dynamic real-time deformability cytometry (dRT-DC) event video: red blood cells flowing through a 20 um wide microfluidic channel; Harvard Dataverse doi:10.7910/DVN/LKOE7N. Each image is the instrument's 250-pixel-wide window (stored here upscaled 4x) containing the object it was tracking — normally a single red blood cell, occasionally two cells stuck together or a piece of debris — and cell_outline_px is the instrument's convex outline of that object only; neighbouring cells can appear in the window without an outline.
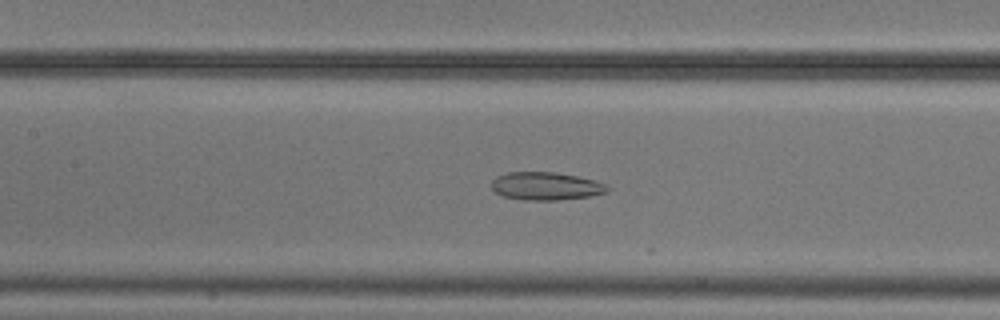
{"species": "common noctule bat (a hibernating species)", "species_latin": "Nyctalus noctula", "temperature_condition": "cold", "stored_images_in_passage": 54, "camera_frame_rate_fps": 3000, "um_per_image_px": 0.085, "animal": {"sex": "male", "body_mass_g": 20.5, "forearm_length_mm": 52.5}, "frame": {"image": 1, "passage_image": 25, "time_ms": 8.0, "image_size_px": [1000, 320], "cell_outline_px": [[608, 192], [588, 196], [556, 200], [524, 200], [504, 196], [496, 192], [492, 188], [492, 180], [496, 176], [508, 172], [552, 172], [576, 176], [596, 180], [608, 184]], "centroid_in_image_um": [46.41, 15.81], "position_along_channel_um": 161.0, "area_um2": 18.79}}
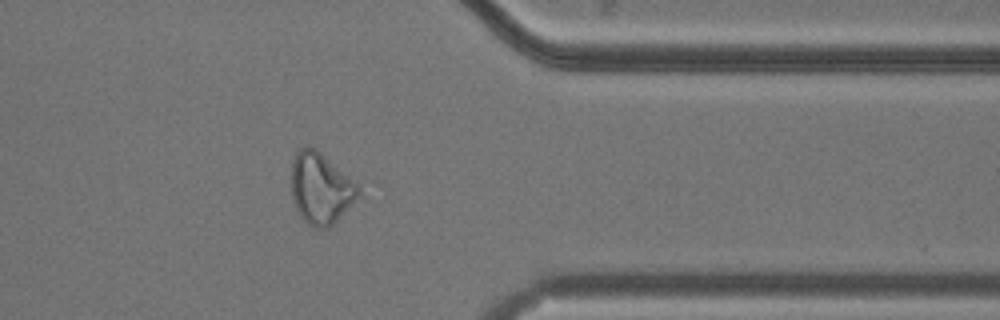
{"frame": {"image": 2, "passage_image": 44, "time_ms": 14.333, "image_size_px": [1000, 320], "cell_outline_px": [[360, 192], [336, 220], [328, 228], [316, 228], [308, 224], [300, 216], [296, 208], [292, 196], [292, 160], [296, 152], [304, 144], [308, 144], [316, 148], [356, 184]], "centroid_in_image_um": [27.19, 15.97], "position_along_channel_um": 384.2, "area_um2": 27.11}}
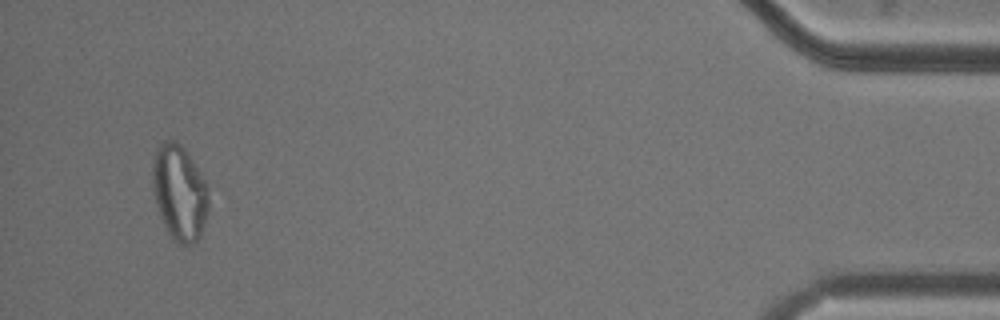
{"frame": {"image": 3, "passage_image": 52, "time_ms": 17.0, "image_size_px": [1000, 320], "cell_outline_px": [[208, 212], [200, 236], [192, 244], [180, 244], [172, 240], [160, 216], [156, 204], [152, 188], [152, 164], [156, 148], [164, 140], [176, 140], [188, 152], [204, 180], [208, 200]], "centroid_in_image_um": [15.22, 16.35], "position_along_channel_um": 420.0, "area_um2": 31.15}, "authors_computed_cell_mechanics": {"area_um2": 26.8481, "velocity_mm_per_s": 3.7043, "shape_relaxation_time_tau1_ms": null, "shape_relaxation_time_tau2_ms": 4.4061, "deformation_change_tau1": null, "deformation_change_tau2": 0.1249}}